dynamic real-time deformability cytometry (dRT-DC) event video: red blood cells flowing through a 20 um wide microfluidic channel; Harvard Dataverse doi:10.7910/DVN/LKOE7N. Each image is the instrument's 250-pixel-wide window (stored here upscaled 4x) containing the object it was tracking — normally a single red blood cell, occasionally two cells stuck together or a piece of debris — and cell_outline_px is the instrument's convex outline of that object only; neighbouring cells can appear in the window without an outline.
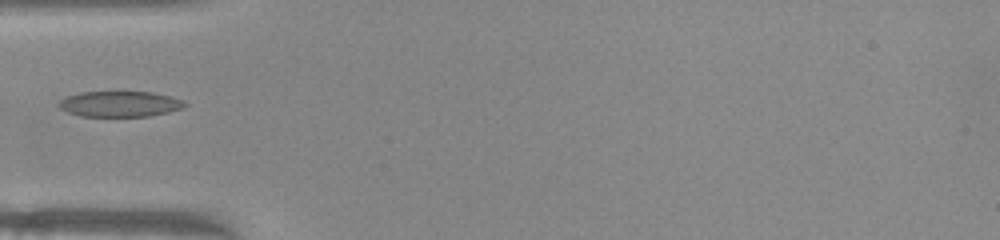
{"species": "common noctule bat (a hibernating species)", "species_latin": "Nyctalus noctula", "temperature_condition": "warm", "stored_images_in_passage": 30, "camera_frame_rate_fps": 3000, "um_per_image_px": 0.085, "animal": {"sex": "female", "body_mass_g": 22.0, "forearm_length_mm": 56.7}, "frame": {"image": 1, "passage_image": 1, "time_ms": 0.0, "image_size_px": [1000, 240], "cell_outline_px": [[188, 104], [184, 108], [168, 112], [148, 116], [80, 116], [68, 112], [60, 108], [56, 104], [60, 100], [68, 96], [80, 92], [152, 92], [172, 96], [184, 100]], "centroid_in_image_um": [10.22, 8.83], "position_along_channel_um": 74.8, "area_um2": 18.9}}
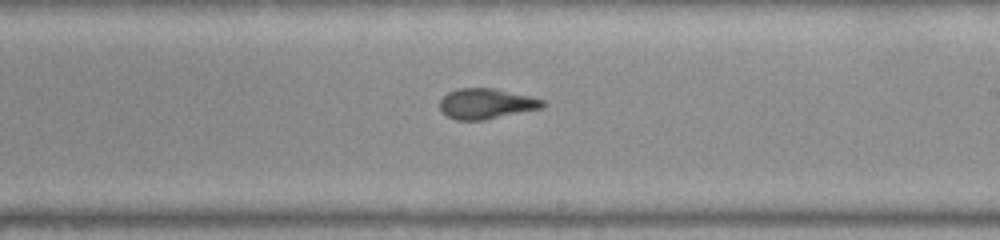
{"frame": {"image": 2, "passage_image": 14, "time_ms": 4.333, "image_size_px": [1000, 240], "cell_outline_px": [[544, 108], [484, 120], [456, 120], [440, 112], [440, 100], [448, 92], [460, 88], [492, 88], [528, 96], [544, 100]], "centroid_in_image_um": [41.31, 8.83], "position_along_channel_um": 247.7, "area_um2": 18.15}}
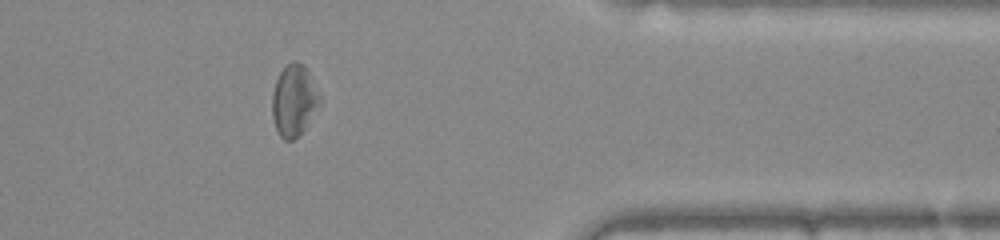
{"frame": {"image": 3, "passage_image": 26, "time_ms": 8.333, "image_size_px": [1000, 240], "cell_outline_px": [[320, 104], [304, 128], [292, 140], [284, 140], [280, 136], [276, 128], [272, 116], [272, 92], [276, 80], [280, 72], [288, 64], [296, 60], [304, 64], [320, 96]], "centroid_in_image_um": [24.97, 8.52], "position_along_channel_um": 386.4, "area_um2": 19.42}}